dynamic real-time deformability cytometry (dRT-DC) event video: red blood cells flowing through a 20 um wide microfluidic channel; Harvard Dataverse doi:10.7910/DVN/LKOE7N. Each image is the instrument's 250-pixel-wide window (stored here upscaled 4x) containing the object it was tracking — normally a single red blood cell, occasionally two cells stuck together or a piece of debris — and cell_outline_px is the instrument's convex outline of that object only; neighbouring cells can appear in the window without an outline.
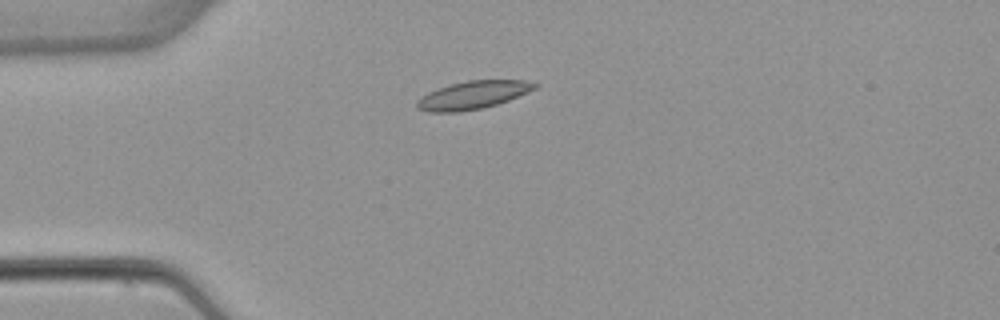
{"species": "common noctule bat (a hibernating species)", "species_latin": "Nyctalus noctula", "temperature_condition": "warm", "stored_images_in_passage": 4, "camera_frame_rate_fps": 3000, "um_per_image_px": 0.085, "animal": {"sex": "female", "body_mass_g": 22.7, "forearm_length_mm": 54.2}, "frame": {"image": 1, "passage_image": 3, "time_ms": 3.0, "image_size_px": [1000, 320], "cell_outline_px": [[540, 84], [536, 88], [528, 92], [508, 100], [484, 108], [460, 112], [428, 112], [416, 108], [416, 100], [420, 96], [428, 92], [452, 84], [468, 80], [524, 80]], "centroid_in_image_um": [40.17, 8.09], "position_along_channel_um": 44.8, "area_um2": 19.25}}